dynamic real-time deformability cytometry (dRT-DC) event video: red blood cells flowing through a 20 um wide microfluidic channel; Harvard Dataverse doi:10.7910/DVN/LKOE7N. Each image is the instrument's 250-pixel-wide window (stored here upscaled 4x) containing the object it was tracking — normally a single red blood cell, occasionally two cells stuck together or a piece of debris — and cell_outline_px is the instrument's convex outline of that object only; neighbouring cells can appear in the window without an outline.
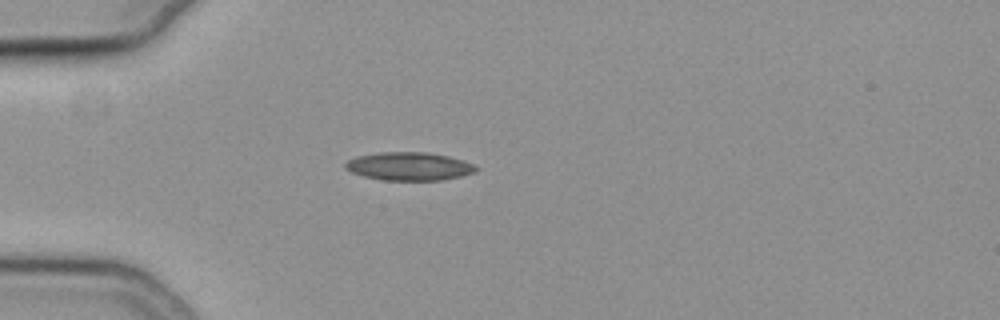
{"species": "common noctule bat (a hibernating species)", "species_latin": "Nyctalus noctula", "temperature_condition": "cold", "stored_images_in_passage": 44, "camera_frame_rate_fps": 3000, "um_per_image_px": 0.085, "animal": {"sex": "female", "body_mass_g": 19.3, "forearm_length_mm": 54.1}, "frame": {"image": 1, "passage_image": 5, "time_ms": 1.333, "image_size_px": [1000, 320], "cell_outline_px": [[480, 168], [476, 172], [444, 180], [384, 180], [364, 176], [352, 172], [344, 168], [344, 164], [348, 160], [356, 156], [380, 152], [424, 152], [448, 156], [464, 160]], "centroid_in_image_um": [34.78, 14.13], "position_along_channel_um": 50.2, "area_um2": 21.5}}
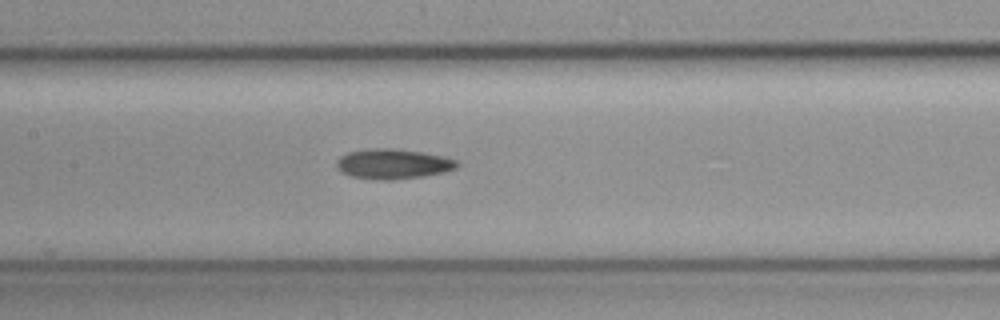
{"frame": {"image": 2, "passage_image": 16, "time_ms": 5.0, "image_size_px": [1000, 320], "cell_outline_px": [[460, 164], [456, 168], [444, 172], [424, 176], [392, 180], [376, 180], [352, 176], [340, 172], [336, 168], [336, 160], [340, 156], [348, 152], [372, 148], [392, 148], [420, 152], [440, 156], [456, 160]], "centroid_in_image_um": [33.36, 13.94], "position_along_channel_um": 174.0, "area_um2": 21.1}}
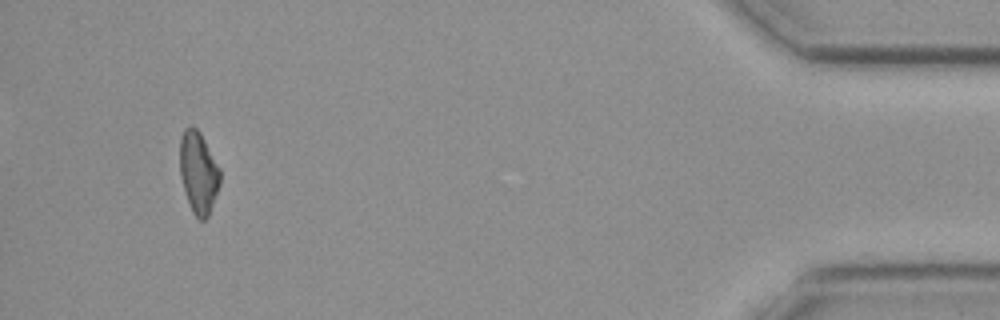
{"frame": {"image": 3, "passage_image": 41, "time_ms": 13.333, "image_size_px": [1000, 320], "cell_outline_px": [[220, 184], [208, 216], [204, 220], [200, 220], [192, 212], [180, 176], [180, 136], [184, 128], [192, 124], [200, 132], [220, 168]], "centroid_in_image_um": [16.86, 14.62], "position_along_channel_um": 418.3, "area_um2": 19.13}}